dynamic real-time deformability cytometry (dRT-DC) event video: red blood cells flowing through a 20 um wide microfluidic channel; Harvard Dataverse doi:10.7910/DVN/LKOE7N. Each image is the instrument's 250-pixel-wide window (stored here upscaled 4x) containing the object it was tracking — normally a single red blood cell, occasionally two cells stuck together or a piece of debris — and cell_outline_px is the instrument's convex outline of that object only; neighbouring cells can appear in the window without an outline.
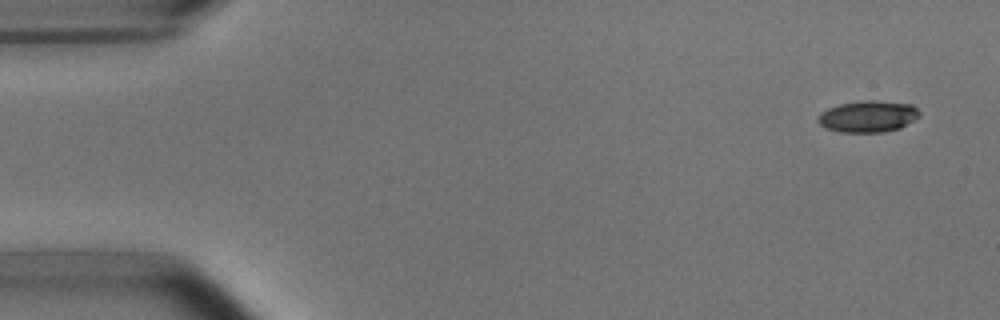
{"species": "common noctule bat (a hibernating species)", "species_latin": "Nyctalus noctula", "temperature_condition": "room temperature", "stored_images_in_passage": 5, "camera_frame_rate_fps": 3000, "um_per_image_px": 0.085, "animal": {"sex": "male", "body_mass_g": 15.6}, "frame": {"image": 1, "passage_image": 1, "time_ms": 0.0, "image_size_px": [1000, 320], "cell_outline_px": [[920, 116], [900, 128], [884, 132], [840, 132], [828, 128], [820, 124], [820, 112], [828, 108], [840, 104], [864, 100], [876, 100], [912, 104], [920, 112]], "centroid_in_image_um": [73.82, 9.89], "position_along_channel_um": 11.2, "area_um2": 18.5}}
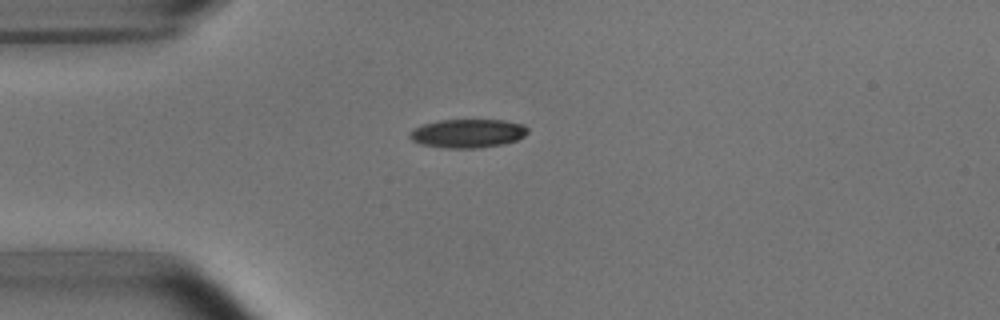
{"frame": {"image": 2, "passage_image": 4, "time_ms": 3.667, "image_size_px": [1000, 320], "cell_outline_px": [[528, 132], [524, 136], [516, 140], [500, 144], [476, 148], [448, 148], [420, 144], [412, 140], [408, 136], [416, 128], [424, 124], [440, 120], [504, 120], [524, 124], [528, 128]], "centroid_in_image_um": [39.78, 11.33], "position_along_channel_um": 45.2, "area_um2": 19.48}}